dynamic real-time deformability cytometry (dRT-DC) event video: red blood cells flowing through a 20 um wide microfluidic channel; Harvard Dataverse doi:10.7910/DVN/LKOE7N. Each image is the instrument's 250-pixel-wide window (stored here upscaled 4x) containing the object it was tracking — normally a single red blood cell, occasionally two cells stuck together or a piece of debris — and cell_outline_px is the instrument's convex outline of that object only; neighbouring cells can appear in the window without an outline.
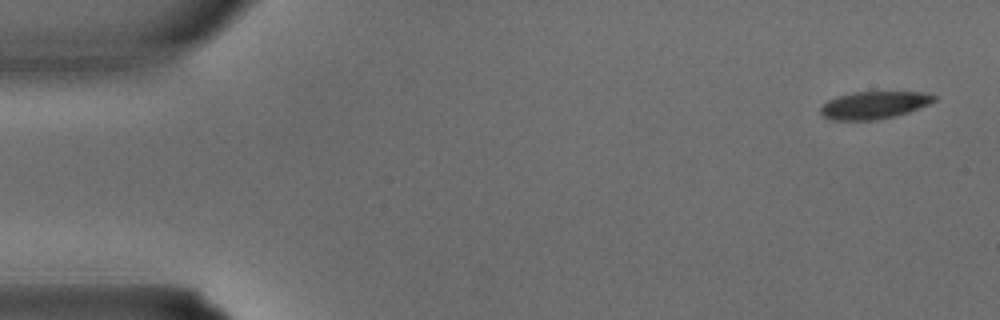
{"species": "common noctule bat (a hibernating species)", "species_latin": "Nyctalus noctula", "temperature_condition": "warm", "stored_images_in_passage": 3, "camera_frame_rate_fps": 3000, "um_per_image_px": 0.085, "animal": {"sex": "male", "body_mass_g": 15.6}, "frame": {"image": 1, "passage_image": 1, "time_ms": 0.0, "image_size_px": [1000, 320], "cell_outline_px": [[936, 100], [928, 104], [908, 112], [876, 120], [832, 120], [824, 116], [820, 112], [820, 108], [828, 100], [852, 92], [924, 92], [936, 96]], "centroid_in_image_um": [74.29, 8.93], "position_along_channel_um": 10.7, "area_um2": 17.92}}
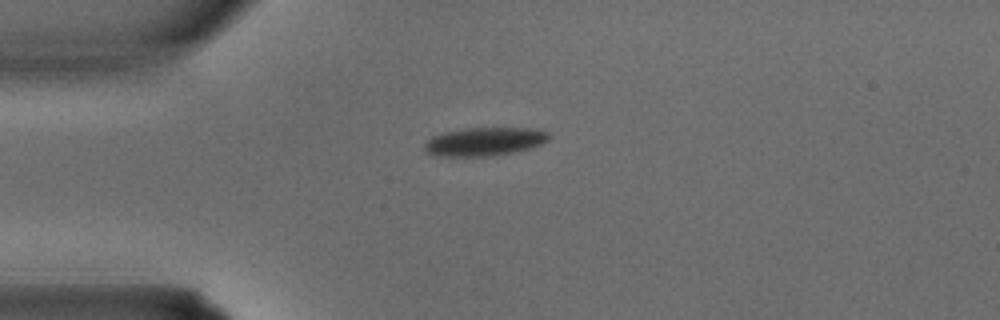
{"frame": {"image": 2, "passage_image": 3, "time_ms": 0.667, "image_size_px": [1000, 320], "cell_outline_px": [[552, 136], [548, 140], [532, 148], [492, 156], [440, 156], [424, 152], [424, 144], [432, 136], [444, 132], [464, 128], [528, 128], [548, 132]], "centroid_in_image_um": [41.17, 12.03], "position_along_channel_um": 43.8, "area_um2": 20.63}}